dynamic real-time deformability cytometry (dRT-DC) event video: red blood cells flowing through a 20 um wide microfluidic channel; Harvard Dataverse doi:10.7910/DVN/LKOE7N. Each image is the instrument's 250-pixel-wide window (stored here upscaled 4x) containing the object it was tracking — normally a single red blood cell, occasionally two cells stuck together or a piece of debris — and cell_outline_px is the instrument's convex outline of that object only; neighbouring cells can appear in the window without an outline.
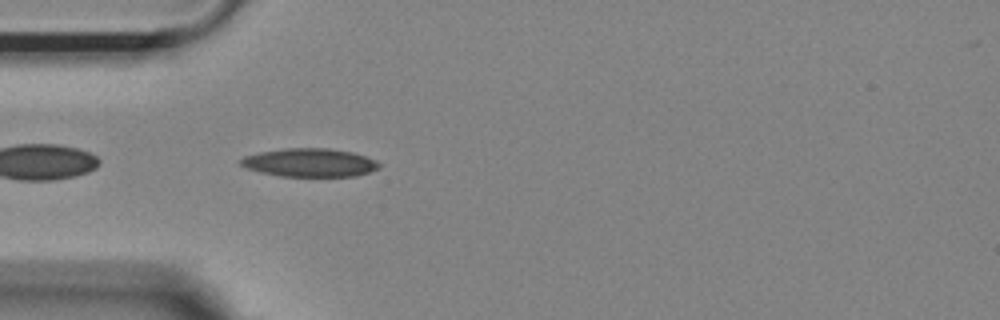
{"species": "Egyptian fruit bat (a non-hibernating species)", "species_latin": "Rousettus aegyptiacus", "temperature_condition": "room temperature", "stored_images_in_passage": 24, "camera_frame_rate_fps": 3000, "um_per_image_px": 0.085, "animal": {"sex": "female"}, "frame": {"image": 1, "passage_image": 2, "time_ms": 0.333, "image_size_px": [1000, 320], "cell_outline_px": [[380, 168], [356, 176], [280, 176], [260, 172], [248, 168], [240, 164], [240, 160], [244, 156], [260, 152], [284, 148], [328, 148], [352, 152], [376, 160], [380, 164]], "centroid_in_image_um": [26.33, 13.82], "position_along_channel_um": 58.7, "area_um2": 22.77}}
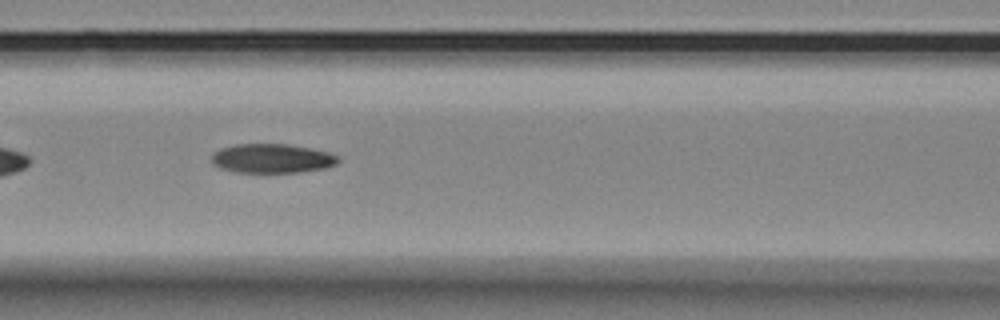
{"frame": {"image": 2, "passage_image": 9, "time_ms": 2.667, "image_size_px": [1000, 320], "cell_outline_px": [[340, 160], [336, 164], [324, 168], [300, 172], [236, 172], [220, 168], [212, 164], [212, 152], [220, 148], [236, 144], [288, 144], [312, 148], [328, 152], [340, 156]], "centroid_in_image_um": [23.12, 13.46], "position_along_channel_um": 143.5, "area_um2": 21.68}}
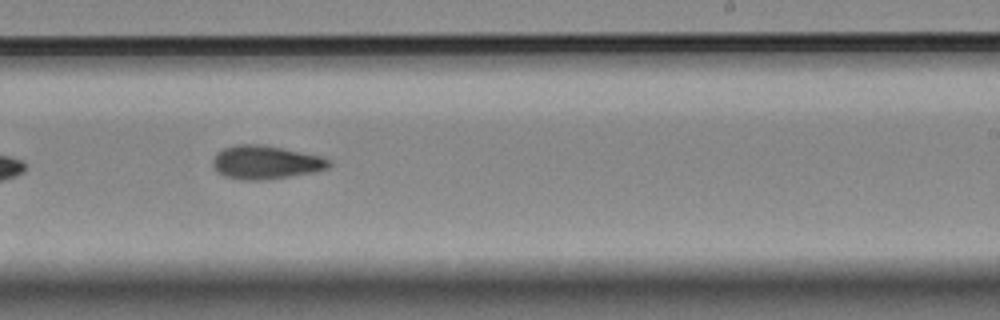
{"frame": {"image": 3, "passage_image": 19, "time_ms": 6.0, "image_size_px": [1000, 320], "cell_outline_px": [[332, 164], [328, 168], [316, 172], [260, 180], [240, 180], [224, 176], [216, 172], [212, 164], [212, 160], [224, 148], [236, 144], [264, 144], [324, 156], [332, 160]], "centroid_in_image_um": [22.63, 13.79], "position_along_channel_um": 266.4, "area_um2": 22.95}}